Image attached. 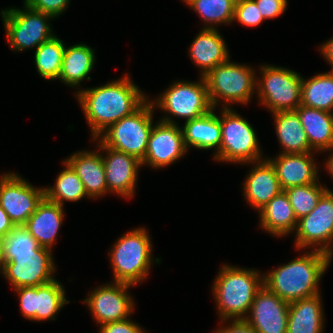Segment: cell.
Masks as SVG:
<instances>
[{
	"instance_id": "42",
	"label": "cell",
	"mask_w": 333,
	"mask_h": 333,
	"mask_svg": "<svg viewBox=\"0 0 333 333\" xmlns=\"http://www.w3.org/2000/svg\"><path fill=\"white\" fill-rule=\"evenodd\" d=\"M14 226L8 214L0 206V240L11 231Z\"/></svg>"
},
{
	"instance_id": "1",
	"label": "cell",
	"mask_w": 333,
	"mask_h": 333,
	"mask_svg": "<svg viewBox=\"0 0 333 333\" xmlns=\"http://www.w3.org/2000/svg\"><path fill=\"white\" fill-rule=\"evenodd\" d=\"M80 104L90 128L91 139L97 138L110 125L131 115L148 98L126 72L123 77L104 85L76 89Z\"/></svg>"
},
{
	"instance_id": "13",
	"label": "cell",
	"mask_w": 333,
	"mask_h": 333,
	"mask_svg": "<svg viewBox=\"0 0 333 333\" xmlns=\"http://www.w3.org/2000/svg\"><path fill=\"white\" fill-rule=\"evenodd\" d=\"M131 287L133 285L127 283L109 282L87 294L82 303L88 306L97 326L130 318L136 307L129 292Z\"/></svg>"
},
{
	"instance_id": "17",
	"label": "cell",
	"mask_w": 333,
	"mask_h": 333,
	"mask_svg": "<svg viewBox=\"0 0 333 333\" xmlns=\"http://www.w3.org/2000/svg\"><path fill=\"white\" fill-rule=\"evenodd\" d=\"M186 153H188V149L185 146L179 124L159 120L151 129L145 157L141 163L143 167L147 165L157 170L176 163Z\"/></svg>"
},
{
	"instance_id": "25",
	"label": "cell",
	"mask_w": 333,
	"mask_h": 333,
	"mask_svg": "<svg viewBox=\"0 0 333 333\" xmlns=\"http://www.w3.org/2000/svg\"><path fill=\"white\" fill-rule=\"evenodd\" d=\"M259 212V227L266 233L282 238L294 233L298 220L285 191L275 196Z\"/></svg>"
},
{
	"instance_id": "9",
	"label": "cell",
	"mask_w": 333,
	"mask_h": 333,
	"mask_svg": "<svg viewBox=\"0 0 333 333\" xmlns=\"http://www.w3.org/2000/svg\"><path fill=\"white\" fill-rule=\"evenodd\" d=\"M154 107L149 98L131 115L110 125L97 138L107 147L130 154L142 161L148 146Z\"/></svg>"
},
{
	"instance_id": "4",
	"label": "cell",
	"mask_w": 333,
	"mask_h": 333,
	"mask_svg": "<svg viewBox=\"0 0 333 333\" xmlns=\"http://www.w3.org/2000/svg\"><path fill=\"white\" fill-rule=\"evenodd\" d=\"M150 237L145 227H138L114 242L108 252L113 273L111 282L139 285L147 279L153 263H161L160 258H153Z\"/></svg>"
},
{
	"instance_id": "8",
	"label": "cell",
	"mask_w": 333,
	"mask_h": 333,
	"mask_svg": "<svg viewBox=\"0 0 333 333\" xmlns=\"http://www.w3.org/2000/svg\"><path fill=\"white\" fill-rule=\"evenodd\" d=\"M256 98L270 113L295 110L301 102L302 75L274 64L259 66Z\"/></svg>"
},
{
	"instance_id": "31",
	"label": "cell",
	"mask_w": 333,
	"mask_h": 333,
	"mask_svg": "<svg viewBox=\"0 0 333 333\" xmlns=\"http://www.w3.org/2000/svg\"><path fill=\"white\" fill-rule=\"evenodd\" d=\"M64 168L55 179L54 185L44 186L45 198L64 206L65 201L78 202L89 198L85 192L83 182L73 168L63 160Z\"/></svg>"
},
{
	"instance_id": "39",
	"label": "cell",
	"mask_w": 333,
	"mask_h": 333,
	"mask_svg": "<svg viewBox=\"0 0 333 333\" xmlns=\"http://www.w3.org/2000/svg\"><path fill=\"white\" fill-rule=\"evenodd\" d=\"M264 20L281 16L288 6V0H254Z\"/></svg>"
},
{
	"instance_id": "21",
	"label": "cell",
	"mask_w": 333,
	"mask_h": 333,
	"mask_svg": "<svg viewBox=\"0 0 333 333\" xmlns=\"http://www.w3.org/2000/svg\"><path fill=\"white\" fill-rule=\"evenodd\" d=\"M79 150L64 160L73 168L84 185L89 199H97L108 194L104 164L100 149Z\"/></svg>"
},
{
	"instance_id": "20",
	"label": "cell",
	"mask_w": 333,
	"mask_h": 333,
	"mask_svg": "<svg viewBox=\"0 0 333 333\" xmlns=\"http://www.w3.org/2000/svg\"><path fill=\"white\" fill-rule=\"evenodd\" d=\"M265 159L245 163L253 168L247 173L243 186V194L247 204L256 211L261 210L275 196L283 190L277 178L276 171L271 162Z\"/></svg>"
},
{
	"instance_id": "34",
	"label": "cell",
	"mask_w": 333,
	"mask_h": 333,
	"mask_svg": "<svg viewBox=\"0 0 333 333\" xmlns=\"http://www.w3.org/2000/svg\"><path fill=\"white\" fill-rule=\"evenodd\" d=\"M327 190L330 191L319 181L313 184L290 187L284 191L289 197L297 220H299L316 208L319 199Z\"/></svg>"
},
{
	"instance_id": "3",
	"label": "cell",
	"mask_w": 333,
	"mask_h": 333,
	"mask_svg": "<svg viewBox=\"0 0 333 333\" xmlns=\"http://www.w3.org/2000/svg\"><path fill=\"white\" fill-rule=\"evenodd\" d=\"M211 286L219 320L245 319L258 290L263 273L255 268L223 264Z\"/></svg>"
},
{
	"instance_id": "29",
	"label": "cell",
	"mask_w": 333,
	"mask_h": 333,
	"mask_svg": "<svg viewBox=\"0 0 333 333\" xmlns=\"http://www.w3.org/2000/svg\"><path fill=\"white\" fill-rule=\"evenodd\" d=\"M281 151L279 153L315 152L295 110L271 113Z\"/></svg>"
},
{
	"instance_id": "40",
	"label": "cell",
	"mask_w": 333,
	"mask_h": 333,
	"mask_svg": "<svg viewBox=\"0 0 333 333\" xmlns=\"http://www.w3.org/2000/svg\"><path fill=\"white\" fill-rule=\"evenodd\" d=\"M220 324L224 326H219L213 333H258L245 319L220 320Z\"/></svg>"
},
{
	"instance_id": "12",
	"label": "cell",
	"mask_w": 333,
	"mask_h": 333,
	"mask_svg": "<svg viewBox=\"0 0 333 333\" xmlns=\"http://www.w3.org/2000/svg\"><path fill=\"white\" fill-rule=\"evenodd\" d=\"M294 247L317 250L333 258V191H326L316 208L298 220Z\"/></svg>"
},
{
	"instance_id": "38",
	"label": "cell",
	"mask_w": 333,
	"mask_h": 333,
	"mask_svg": "<svg viewBox=\"0 0 333 333\" xmlns=\"http://www.w3.org/2000/svg\"><path fill=\"white\" fill-rule=\"evenodd\" d=\"M98 333H149L131 318L105 323L99 326Z\"/></svg>"
},
{
	"instance_id": "44",
	"label": "cell",
	"mask_w": 333,
	"mask_h": 333,
	"mask_svg": "<svg viewBox=\"0 0 333 333\" xmlns=\"http://www.w3.org/2000/svg\"><path fill=\"white\" fill-rule=\"evenodd\" d=\"M191 0H182L183 3H185V5H187Z\"/></svg>"
},
{
	"instance_id": "18",
	"label": "cell",
	"mask_w": 333,
	"mask_h": 333,
	"mask_svg": "<svg viewBox=\"0 0 333 333\" xmlns=\"http://www.w3.org/2000/svg\"><path fill=\"white\" fill-rule=\"evenodd\" d=\"M289 302L263 285L245 321L258 333H287Z\"/></svg>"
},
{
	"instance_id": "32",
	"label": "cell",
	"mask_w": 333,
	"mask_h": 333,
	"mask_svg": "<svg viewBox=\"0 0 333 333\" xmlns=\"http://www.w3.org/2000/svg\"><path fill=\"white\" fill-rule=\"evenodd\" d=\"M66 46L63 40L54 35L35 49L34 63L41 78L48 81L58 80Z\"/></svg>"
},
{
	"instance_id": "23",
	"label": "cell",
	"mask_w": 333,
	"mask_h": 333,
	"mask_svg": "<svg viewBox=\"0 0 333 333\" xmlns=\"http://www.w3.org/2000/svg\"><path fill=\"white\" fill-rule=\"evenodd\" d=\"M64 206L43 198L24 226L38 244L52 250L64 221Z\"/></svg>"
},
{
	"instance_id": "33",
	"label": "cell",
	"mask_w": 333,
	"mask_h": 333,
	"mask_svg": "<svg viewBox=\"0 0 333 333\" xmlns=\"http://www.w3.org/2000/svg\"><path fill=\"white\" fill-rule=\"evenodd\" d=\"M235 3L236 0H191L187 6L201 18L202 28L217 29L233 23Z\"/></svg>"
},
{
	"instance_id": "10",
	"label": "cell",
	"mask_w": 333,
	"mask_h": 333,
	"mask_svg": "<svg viewBox=\"0 0 333 333\" xmlns=\"http://www.w3.org/2000/svg\"><path fill=\"white\" fill-rule=\"evenodd\" d=\"M23 4L22 9L6 7L0 12L8 45L16 53L36 49L40 44L56 35L50 22L54 20L52 16Z\"/></svg>"
},
{
	"instance_id": "5",
	"label": "cell",
	"mask_w": 333,
	"mask_h": 333,
	"mask_svg": "<svg viewBox=\"0 0 333 333\" xmlns=\"http://www.w3.org/2000/svg\"><path fill=\"white\" fill-rule=\"evenodd\" d=\"M256 71L249 64L235 63L231 58L210 70L204 79L212 107L217 109L220 105L221 108H232L234 104L248 105L256 94Z\"/></svg>"
},
{
	"instance_id": "26",
	"label": "cell",
	"mask_w": 333,
	"mask_h": 333,
	"mask_svg": "<svg viewBox=\"0 0 333 333\" xmlns=\"http://www.w3.org/2000/svg\"><path fill=\"white\" fill-rule=\"evenodd\" d=\"M321 293L289 303L287 333H324Z\"/></svg>"
},
{
	"instance_id": "7",
	"label": "cell",
	"mask_w": 333,
	"mask_h": 333,
	"mask_svg": "<svg viewBox=\"0 0 333 333\" xmlns=\"http://www.w3.org/2000/svg\"><path fill=\"white\" fill-rule=\"evenodd\" d=\"M170 84L165 91L163 90L156 96V99L149 98L154 109L158 108L166 114L159 119L160 121L177 124L174 117L188 121L201 117L213 109L203 76H200L199 80L195 82L178 80Z\"/></svg>"
},
{
	"instance_id": "45",
	"label": "cell",
	"mask_w": 333,
	"mask_h": 333,
	"mask_svg": "<svg viewBox=\"0 0 333 333\" xmlns=\"http://www.w3.org/2000/svg\"><path fill=\"white\" fill-rule=\"evenodd\" d=\"M0 273H2V264H1V261H0Z\"/></svg>"
},
{
	"instance_id": "28",
	"label": "cell",
	"mask_w": 333,
	"mask_h": 333,
	"mask_svg": "<svg viewBox=\"0 0 333 333\" xmlns=\"http://www.w3.org/2000/svg\"><path fill=\"white\" fill-rule=\"evenodd\" d=\"M295 111L315 152L323 153L333 147V113L304 105H299Z\"/></svg>"
},
{
	"instance_id": "15",
	"label": "cell",
	"mask_w": 333,
	"mask_h": 333,
	"mask_svg": "<svg viewBox=\"0 0 333 333\" xmlns=\"http://www.w3.org/2000/svg\"><path fill=\"white\" fill-rule=\"evenodd\" d=\"M14 291L19 298L22 316L34 322L56 320L58 312L70 303L63 283L57 279L42 286L19 287Z\"/></svg>"
},
{
	"instance_id": "30",
	"label": "cell",
	"mask_w": 333,
	"mask_h": 333,
	"mask_svg": "<svg viewBox=\"0 0 333 333\" xmlns=\"http://www.w3.org/2000/svg\"><path fill=\"white\" fill-rule=\"evenodd\" d=\"M300 105L333 113V72L302 76Z\"/></svg>"
},
{
	"instance_id": "16",
	"label": "cell",
	"mask_w": 333,
	"mask_h": 333,
	"mask_svg": "<svg viewBox=\"0 0 333 333\" xmlns=\"http://www.w3.org/2000/svg\"><path fill=\"white\" fill-rule=\"evenodd\" d=\"M94 141L102 154L108 195L113 193L130 200L136 194L141 161L133 155L105 146L98 138L92 139Z\"/></svg>"
},
{
	"instance_id": "35",
	"label": "cell",
	"mask_w": 333,
	"mask_h": 333,
	"mask_svg": "<svg viewBox=\"0 0 333 333\" xmlns=\"http://www.w3.org/2000/svg\"><path fill=\"white\" fill-rule=\"evenodd\" d=\"M41 247L24 225H15L0 240V255L34 254Z\"/></svg>"
},
{
	"instance_id": "43",
	"label": "cell",
	"mask_w": 333,
	"mask_h": 333,
	"mask_svg": "<svg viewBox=\"0 0 333 333\" xmlns=\"http://www.w3.org/2000/svg\"><path fill=\"white\" fill-rule=\"evenodd\" d=\"M323 152H330L328 154V158L326 159L324 166H325V171L328 172L327 174L330 175V178L333 180V147L330 149L324 150Z\"/></svg>"
},
{
	"instance_id": "2",
	"label": "cell",
	"mask_w": 333,
	"mask_h": 333,
	"mask_svg": "<svg viewBox=\"0 0 333 333\" xmlns=\"http://www.w3.org/2000/svg\"><path fill=\"white\" fill-rule=\"evenodd\" d=\"M300 254L287 264L263 272V285L289 303L321 293L319 282L332 261L330 255L317 250Z\"/></svg>"
},
{
	"instance_id": "11",
	"label": "cell",
	"mask_w": 333,
	"mask_h": 333,
	"mask_svg": "<svg viewBox=\"0 0 333 333\" xmlns=\"http://www.w3.org/2000/svg\"><path fill=\"white\" fill-rule=\"evenodd\" d=\"M53 250L41 247L34 254L0 255L2 275L13 290L19 287H38L54 281L56 264Z\"/></svg>"
},
{
	"instance_id": "24",
	"label": "cell",
	"mask_w": 333,
	"mask_h": 333,
	"mask_svg": "<svg viewBox=\"0 0 333 333\" xmlns=\"http://www.w3.org/2000/svg\"><path fill=\"white\" fill-rule=\"evenodd\" d=\"M215 108L201 117L188 120L181 126L186 148L199 150L213 149L215 155L221 143L220 116L216 114Z\"/></svg>"
},
{
	"instance_id": "19",
	"label": "cell",
	"mask_w": 333,
	"mask_h": 333,
	"mask_svg": "<svg viewBox=\"0 0 333 333\" xmlns=\"http://www.w3.org/2000/svg\"><path fill=\"white\" fill-rule=\"evenodd\" d=\"M315 153H278L274 158L266 157L273 165L283 191L319 182L320 166L315 161Z\"/></svg>"
},
{
	"instance_id": "27",
	"label": "cell",
	"mask_w": 333,
	"mask_h": 333,
	"mask_svg": "<svg viewBox=\"0 0 333 333\" xmlns=\"http://www.w3.org/2000/svg\"><path fill=\"white\" fill-rule=\"evenodd\" d=\"M95 54L85 42L65 47L58 80L73 89L80 87L83 80H91L89 75L95 67Z\"/></svg>"
},
{
	"instance_id": "41",
	"label": "cell",
	"mask_w": 333,
	"mask_h": 333,
	"mask_svg": "<svg viewBox=\"0 0 333 333\" xmlns=\"http://www.w3.org/2000/svg\"><path fill=\"white\" fill-rule=\"evenodd\" d=\"M319 46V52L320 55L323 56V58L327 61V64L331 66L330 71L333 70V37H331L326 42H323V44H320Z\"/></svg>"
},
{
	"instance_id": "6",
	"label": "cell",
	"mask_w": 333,
	"mask_h": 333,
	"mask_svg": "<svg viewBox=\"0 0 333 333\" xmlns=\"http://www.w3.org/2000/svg\"><path fill=\"white\" fill-rule=\"evenodd\" d=\"M221 143L213 155L218 163L244 164L264 159L255 128L232 108L220 106Z\"/></svg>"
},
{
	"instance_id": "37",
	"label": "cell",
	"mask_w": 333,
	"mask_h": 333,
	"mask_svg": "<svg viewBox=\"0 0 333 333\" xmlns=\"http://www.w3.org/2000/svg\"><path fill=\"white\" fill-rule=\"evenodd\" d=\"M71 0H23L33 10L43 12L54 19L62 15L68 8Z\"/></svg>"
},
{
	"instance_id": "22",
	"label": "cell",
	"mask_w": 333,
	"mask_h": 333,
	"mask_svg": "<svg viewBox=\"0 0 333 333\" xmlns=\"http://www.w3.org/2000/svg\"><path fill=\"white\" fill-rule=\"evenodd\" d=\"M188 49L191 61L200 68V76L203 77L231 58L227 43L218 29H200Z\"/></svg>"
},
{
	"instance_id": "14",
	"label": "cell",
	"mask_w": 333,
	"mask_h": 333,
	"mask_svg": "<svg viewBox=\"0 0 333 333\" xmlns=\"http://www.w3.org/2000/svg\"><path fill=\"white\" fill-rule=\"evenodd\" d=\"M44 197V186L35 187L15 172L1 174L0 206L14 225H24Z\"/></svg>"
},
{
	"instance_id": "36",
	"label": "cell",
	"mask_w": 333,
	"mask_h": 333,
	"mask_svg": "<svg viewBox=\"0 0 333 333\" xmlns=\"http://www.w3.org/2000/svg\"><path fill=\"white\" fill-rule=\"evenodd\" d=\"M242 26L257 27L263 23L264 18L254 0H236L233 22Z\"/></svg>"
}]
</instances>
